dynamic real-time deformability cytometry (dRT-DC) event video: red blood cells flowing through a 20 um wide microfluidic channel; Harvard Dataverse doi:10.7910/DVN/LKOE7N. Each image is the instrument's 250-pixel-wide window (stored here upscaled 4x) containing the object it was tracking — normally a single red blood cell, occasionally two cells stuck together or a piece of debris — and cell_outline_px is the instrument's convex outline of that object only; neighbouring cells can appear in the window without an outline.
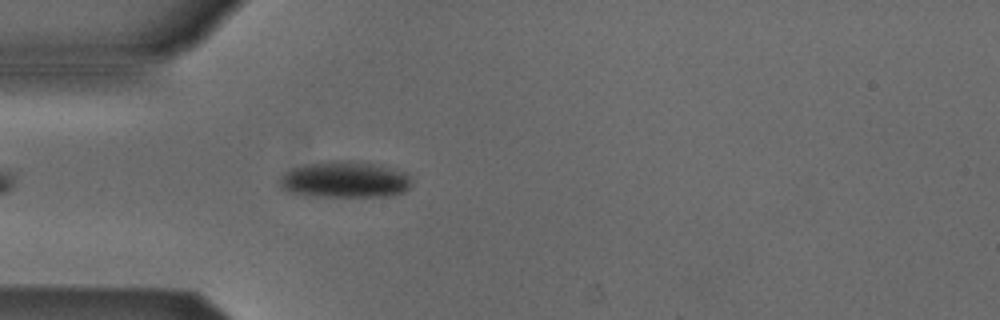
{"species": "Egyptian fruit bat (a non-hibernating species)", "species_latin": "Rousettus aegyptiacus", "temperature_condition": "cold", "stored_images_in_passage": 42, "camera_frame_rate_fps": 3000, "um_per_image_px": 0.085, "animal": {"sex": "male"}, "frame": {"image": 1, "passage_image": 4, "time_ms": 1.0, "image_size_px": [1000, 320], "cell_outline_px": [[412, 184], [404, 192], [388, 196], [312, 196], [288, 192], [280, 188], [280, 176], [284, 172], [292, 168], [308, 164], [332, 160], [336, 160], [380, 164], [408, 172], [412, 180]], "centroid_in_image_um": [29.34, 15.26], "position_along_channel_um": 55.7, "area_um2": 28.21}}
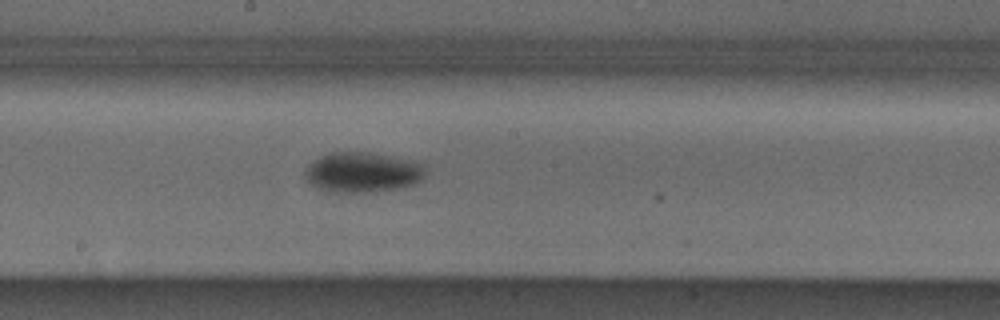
{"frame": {"image": 2, "passage_image": 17, "time_ms": 5.333, "image_size_px": [1000, 320], "cell_outline_px": [[424, 176], [416, 184], [400, 188], [376, 192], [328, 192], [316, 188], [308, 184], [304, 176], [304, 172], [308, 164], [324, 156], [336, 152], [364, 152], [384, 156], [420, 164], [424, 168]], "centroid_in_image_um": [30.73, 14.7], "position_along_channel_um": 217.5, "area_um2": 27.74}}
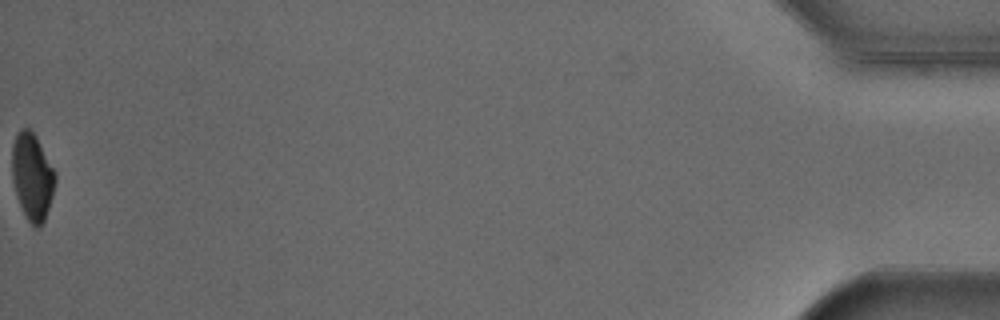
{"frame": {"image": 3, "passage_image": 42, "time_ms": 13.667, "image_size_px": [1000, 320], "cell_outline_px": [[56, 180], [52, 196], [44, 220], [40, 228], [36, 228], [24, 216], [16, 196], [12, 180], [12, 144], [20, 128], [28, 128], [36, 136], [56, 172]], "centroid_in_image_um": [2.73, 15.02], "position_along_channel_um": 432.5, "area_um2": 21.96}, "authors_computed_cell_mechanics": {"area_um2": 27.166, "velocity_mm_per_s": 3.8736, "shape_relaxation_time_tau1_ms": 1.7785, "shape_relaxation_time_tau2_ms": null, "deformation_change_tau1": 0.0995, "deformation_change_tau2": null}}